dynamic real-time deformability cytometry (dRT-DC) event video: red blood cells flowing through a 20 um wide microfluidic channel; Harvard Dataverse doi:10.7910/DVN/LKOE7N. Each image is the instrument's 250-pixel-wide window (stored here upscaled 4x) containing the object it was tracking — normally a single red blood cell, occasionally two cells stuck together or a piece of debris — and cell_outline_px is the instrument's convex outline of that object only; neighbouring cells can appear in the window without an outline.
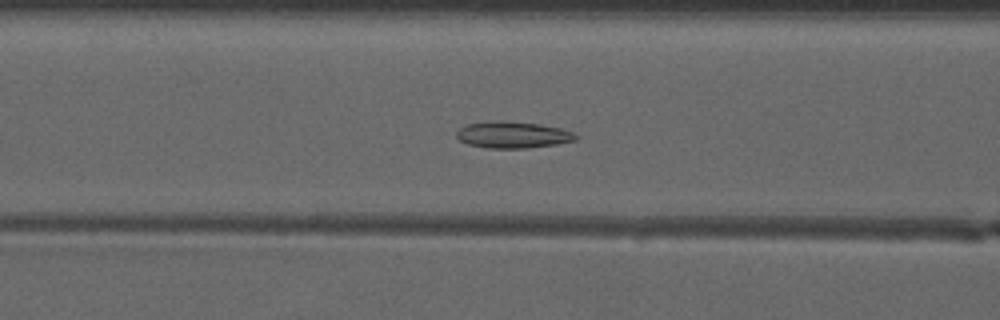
{"species": "common noctule bat (a hibernating species)", "species_latin": "Nyctalus noctula", "temperature_condition": "warm", "stored_images_in_passage": 45, "camera_frame_rate_fps": 3000, "um_per_image_px": 0.085, "animal": {"sex": "male", "forearm_length_mm": 52.5}, "frame": {"image": 1, "passage_image": 16, "time_ms": 5.0, "image_size_px": [1000, 320], "cell_outline_px": [[580, 136], [576, 140], [556, 144], [528, 148], [484, 148], [468, 144], [460, 140], [456, 136], [456, 132], [460, 128], [468, 124], [488, 120], [500, 120], [536, 124], [560, 128], [572, 132]], "centroid_in_image_um": [43.57, 11.46], "position_along_channel_um": 123.0, "area_um2": 18.5}}
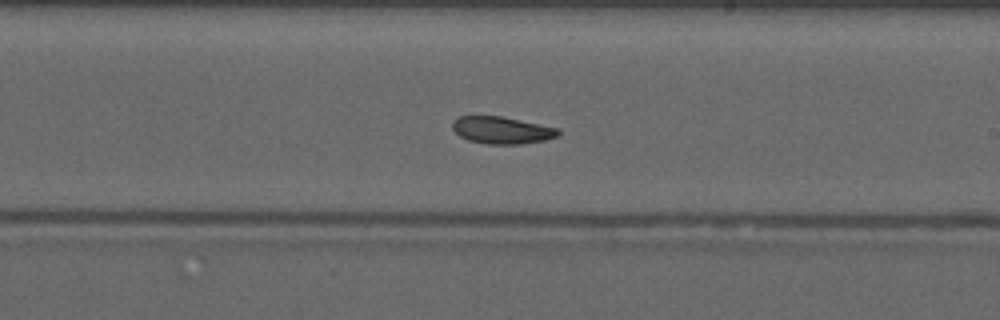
{"frame": {"image": 2, "passage_image": 25, "time_ms": 8.0, "image_size_px": [1000, 320], "cell_outline_px": [[560, 136], [544, 140], [520, 144], [488, 144], [468, 140], [460, 136], [452, 128], [452, 120], [456, 116], [500, 116], [560, 128]], "centroid_in_image_um": [42.66, 11.06], "position_along_channel_um": 246.3, "area_um2": 16.82}}
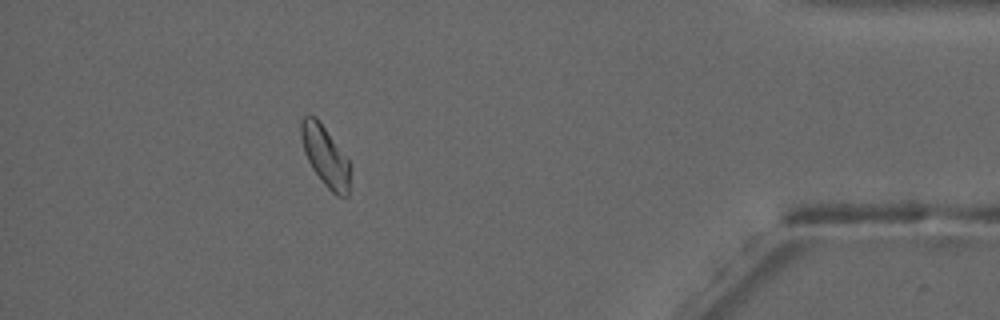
{"frame": {"image": 3, "passage_image": 40, "time_ms": 13.0, "image_size_px": [1000, 320], "cell_outline_px": [[348, 196], [336, 196], [324, 184], [312, 168], [304, 152], [300, 136], [300, 120], [304, 116], [316, 116], [348, 160]], "centroid_in_image_um": [27.59, 13.24], "position_along_channel_um": 407.6, "area_um2": 16.76}, "authors_computed_cell_mechanics": {"area_um2": 17.051, "velocity_mm_per_s": 4.1271, "shape_relaxation_time_tau1_ms": null, "shape_relaxation_time_tau2_ms": 2.2694, "deformation_change_tau1": null, "deformation_change_tau2": 0.071}}